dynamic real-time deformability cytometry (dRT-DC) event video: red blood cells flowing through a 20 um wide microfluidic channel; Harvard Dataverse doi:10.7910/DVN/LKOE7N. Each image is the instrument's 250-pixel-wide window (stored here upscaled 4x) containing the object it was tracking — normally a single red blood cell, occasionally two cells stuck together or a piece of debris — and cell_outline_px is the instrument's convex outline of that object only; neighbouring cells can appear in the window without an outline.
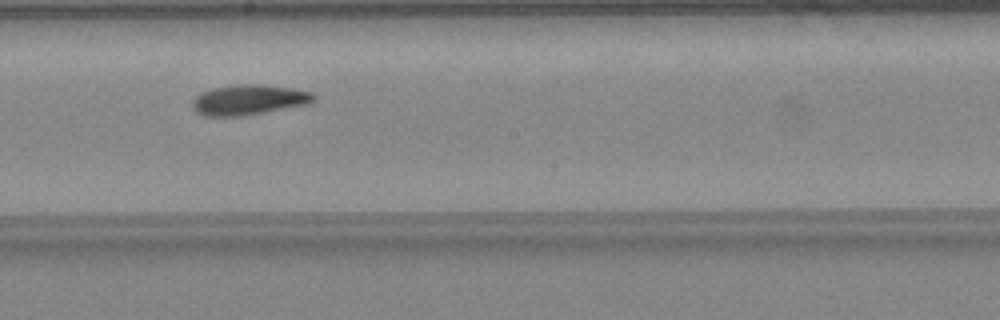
{"species": "common noctule bat (a hibernating species)", "species_latin": "Nyctalus noctula", "temperature_condition": "warm", "stored_images_in_passage": 27, "camera_frame_rate_fps": 3000, "um_per_image_px": 0.085, "animal": {"sex": "female", "body_mass_g": 24.6, "forearm_length_mm": 56.2}, "frame": {"image": 1, "passage_image": 14, "time_ms": 4.333, "image_size_px": [1000, 320], "cell_outline_px": [[316, 100], [308, 104], [264, 112], [240, 116], [204, 116], [196, 112], [192, 108], [192, 100], [196, 96], [212, 88], [240, 84], [264, 84], [292, 88], [312, 92], [316, 96]], "centroid_in_image_um": [21.16, 8.48], "position_along_channel_um": 227.0, "area_um2": 21.39}}
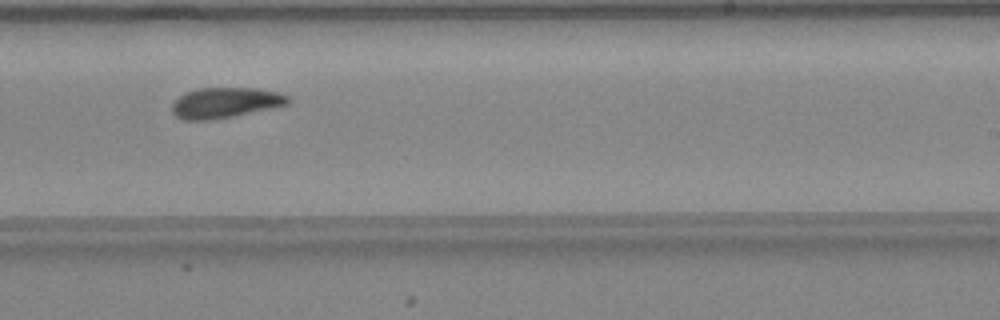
{"frame": {"image": 2, "passage_image": 17, "time_ms": 5.333, "image_size_px": [1000, 320], "cell_outline_px": [[292, 100], [288, 104], [216, 120], [184, 120], [176, 116], [172, 112], [172, 104], [184, 92], [200, 88], [256, 88], [276, 92], [288, 96]], "centroid_in_image_um": [19.13, 8.73], "position_along_channel_um": 269.9, "area_um2": 20.58}, "authors_computed_cell_mechanics": {"area_um2": 20.4612, "velocity_mm_per_s": 4.3043, "shape_relaxation_time_tau1_ms": 11.317, "shape_relaxation_time_tau2_ms": 5.3468, "deformation_change_tau1": 0.2378, "deformation_change_tau2": 0.1206}}